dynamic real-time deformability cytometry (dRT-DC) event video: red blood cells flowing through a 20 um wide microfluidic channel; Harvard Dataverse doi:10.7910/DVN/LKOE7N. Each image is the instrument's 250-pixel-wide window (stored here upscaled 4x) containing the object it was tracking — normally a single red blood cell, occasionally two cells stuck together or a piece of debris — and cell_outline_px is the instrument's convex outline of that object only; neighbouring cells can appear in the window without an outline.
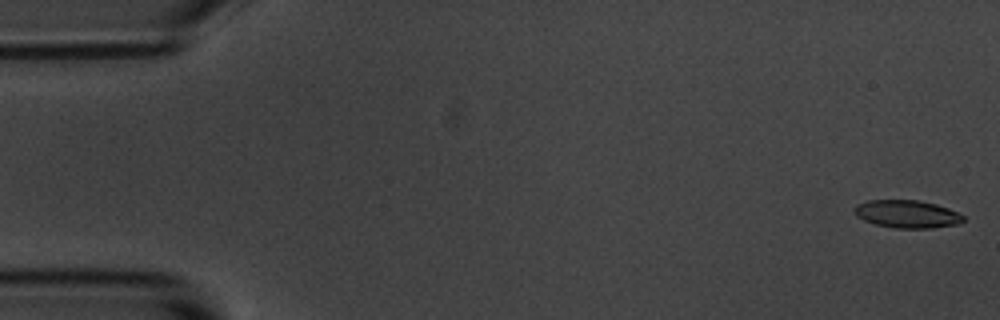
{"species": "common noctule bat (a hibernating species)", "species_latin": "Nyctalus noctula", "temperature_condition": "room temperature", "stored_images_in_passage": 5, "camera_frame_rate_fps": 3000, "um_per_image_px": 0.085, "animal": {"sex": "male", "body_mass_g": 20.1, "forearm_length_mm": 53.5}, "frame": {"image": 1, "passage_image": 1, "time_ms": 0.0, "image_size_px": [1000, 320], "cell_outline_px": [[964, 220], [956, 224], [932, 228], [896, 228], [876, 224], [864, 220], [856, 216], [852, 212], [856, 204], [868, 200], [916, 200], [936, 204], [948, 208], [964, 216]], "centroid_in_image_um": [77.05, 18.19], "position_along_channel_um": 7.9, "area_um2": 17.57}}
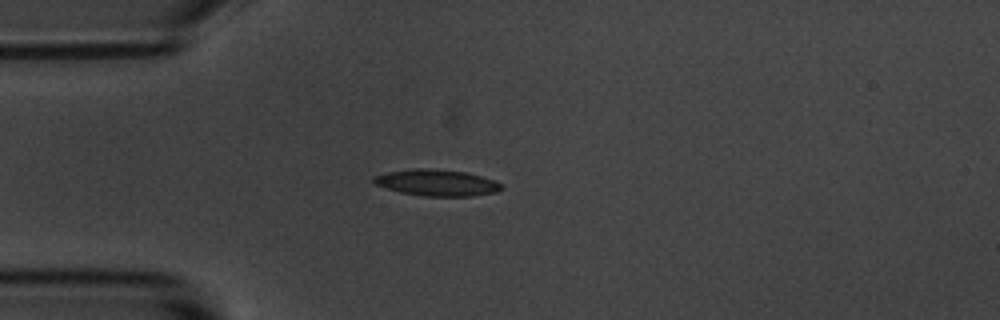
{"frame": {"image": 2, "passage_image": 5, "time_ms": 4.333, "image_size_px": [1000, 320], "cell_outline_px": [[504, 188], [496, 192], [472, 196], [424, 196], [400, 192], [376, 184], [372, 180], [372, 176], [388, 172], [412, 168], [432, 168], [468, 172], [492, 180], [500, 184]], "centroid_in_image_um": [37.12, 15.52], "position_along_channel_um": 47.9, "area_um2": 19.59}}